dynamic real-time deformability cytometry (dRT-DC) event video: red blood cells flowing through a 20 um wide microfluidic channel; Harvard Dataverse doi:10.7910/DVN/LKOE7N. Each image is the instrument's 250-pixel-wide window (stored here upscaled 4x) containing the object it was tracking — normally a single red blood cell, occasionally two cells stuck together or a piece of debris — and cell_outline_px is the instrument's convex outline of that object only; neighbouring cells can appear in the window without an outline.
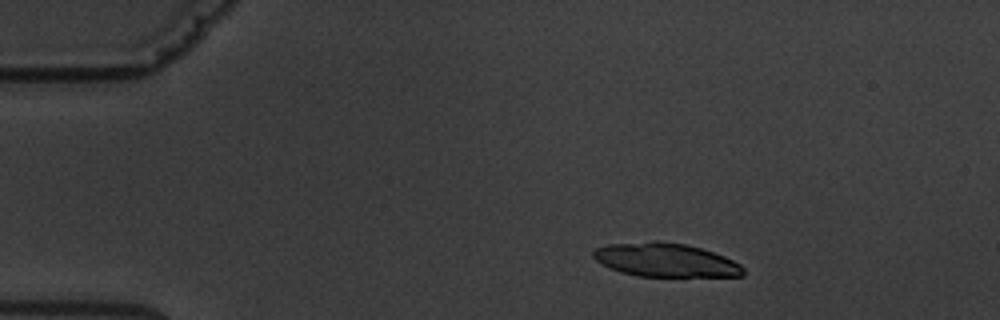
{"species": "common noctule bat (a hibernating species)", "species_latin": "Nyctalus noctula", "temperature_condition": "warm", "stored_images_in_passage": 6, "camera_frame_rate_fps": 3000, "um_per_image_px": 0.085, "animal": {"sex": "male", "body_mass_g": 19.5, "forearm_length_mm": 54.6}, "frame": {"image": 1, "passage_image": 3, "time_ms": 2.333, "image_size_px": [1000, 320], "cell_outline_px": [[744, 276], [636, 276], [620, 272], [608, 268], [596, 260], [592, 256], [592, 252], [596, 248], [608, 244], [652, 240], [656, 240], [684, 244], [700, 248], [724, 256], [740, 264], [744, 268]], "centroid_in_image_um": [56.53, 22.09], "position_along_channel_um": 28.5, "area_um2": 29.54}}